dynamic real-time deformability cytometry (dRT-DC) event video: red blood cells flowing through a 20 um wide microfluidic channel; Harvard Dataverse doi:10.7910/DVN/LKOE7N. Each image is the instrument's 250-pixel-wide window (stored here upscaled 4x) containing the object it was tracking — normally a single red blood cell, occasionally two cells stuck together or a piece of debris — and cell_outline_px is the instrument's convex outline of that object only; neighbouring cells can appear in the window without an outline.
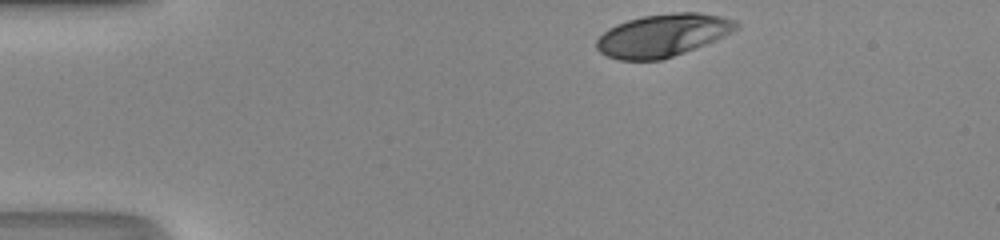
{"species": "human", "species_latin": "Homo sapiens", "temperature_condition": "room temperature", "stored_images_in_passage": 33, "camera_frame_rate_fps": 3000, "um_per_image_px": 0.085, "donor": {"sex": "male"}, "frame": {"image": 1, "passage_image": 1, "time_ms": 0.0, "image_size_px": [1000, 240], "cell_outline_px": [[740, 28], [716, 40], [684, 52], [660, 60], [620, 60], [608, 56], [600, 52], [596, 48], [596, 40], [608, 28], [616, 24], [628, 20], [644, 16], [672, 12], [696, 12], [720, 16], [736, 20], [740, 24]], "centroid_in_image_um": [56.35, 2.99], "position_along_channel_um": 28.6, "area_um2": 34.68}}
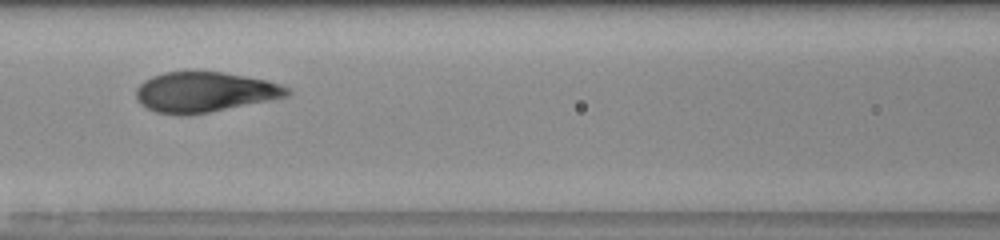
{"frame": {"image": 2, "passage_image": 15, "time_ms": 4.667, "image_size_px": [1000, 240], "cell_outline_px": [[292, 92], [288, 96], [188, 116], [156, 112], [140, 104], [136, 96], [136, 88], [144, 80], [152, 76], [164, 72], [224, 72], [268, 80], [292, 88]], "centroid_in_image_um": [17.4, 7.82], "position_along_channel_um": 149.2, "area_um2": 35.32}}
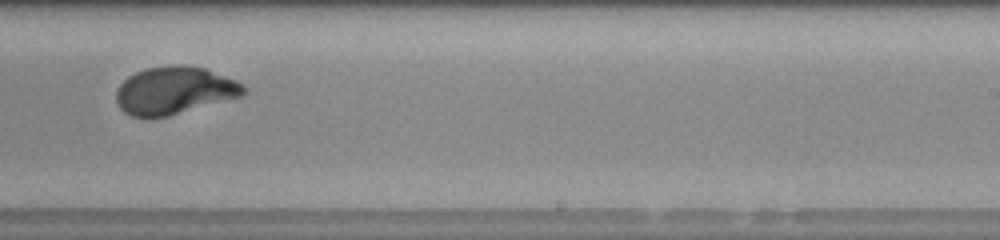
{"frame": {"image": 3, "passage_image": 24, "time_ms": 7.667, "image_size_px": [1000, 240], "cell_outline_px": [[248, 92], [244, 96], [168, 116], [148, 120], [132, 116], [124, 112], [120, 108], [116, 100], [116, 92], [120, 84], [128, 76], [136, 72], [148, 68], [172, 64], [204, 68], [236, 80], [244, 84], [248, 88]], "centroid_in_image_um": [14.84, 7.72], "position_along_channel_um": 274.2, "area_um2": 35.84}, "authors_computed_cell_mechanics": {"area_um2": 35.6048, "velocity_mm_per_s": 4.1816, "shape_relaxation_time_tau1_ms": 5.2037, "shape_relaxation_time_tau2_ms": null, "deformation_change_tau1": 0.2465, "deformation_change_tau2": null}}